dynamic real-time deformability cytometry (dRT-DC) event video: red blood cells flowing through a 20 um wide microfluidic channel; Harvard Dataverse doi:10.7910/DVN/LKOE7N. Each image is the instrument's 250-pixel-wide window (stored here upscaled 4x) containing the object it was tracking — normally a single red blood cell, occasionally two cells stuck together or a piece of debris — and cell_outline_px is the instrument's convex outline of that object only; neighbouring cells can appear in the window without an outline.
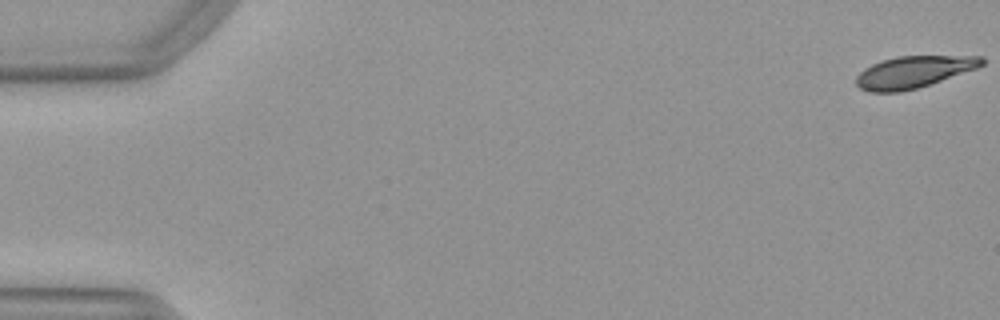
{"species": "Egyptian fruit bat (a non-hibernating species)", "species_latin": "Rousettus aegyptiacus", "temperature_condition": "warm", "stored_images_in_passage": 52, "camera_frame_rate_fps": 3000, "um_per_image_px": 0.085, "animal": {"sex": "female"}, "frame": {"image": 1, "passage_image": 1, "time_ms": 0.0, "image_size_px": [1000, 320], "cell_outline_px": [[984, 64], [976, 68], [916, 88], [900, 92], [872, 92], [860, 88], [856, 84], [856, 76], [864, 68], [880, 60], [896, 56], [984, 56]], "centroid_in_image_um": [77.61, 6.1], "position_along_channel_um": 7.4, "area_um2": 23.06}}
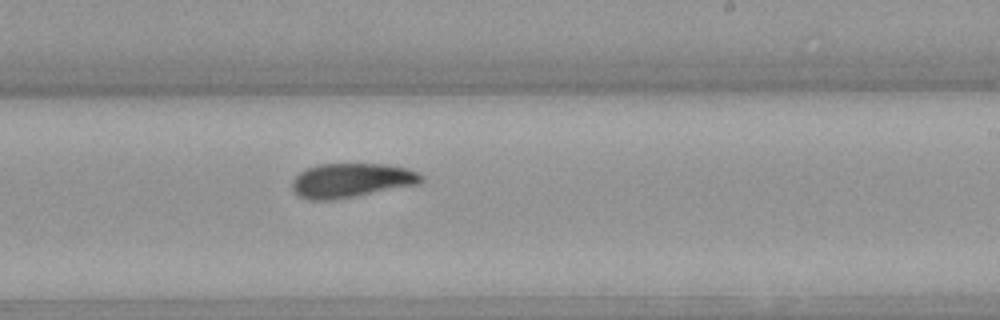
{"frame": {"image": 2, "passage_image": 32, "time_ms": 10.333, "image_size_px": [1000, 320], "cell_outline_px": [[424, 180], [420, 184], [356, 196], [332, 200], [308, 200], [296, 196], [292, 188], [292, 180], [300, 172], [308, 168], [320, 164], [384, 164], [408, 168], [420, 172], [424, 176]], "centroid_in_image_um": [29.89, 15.34], "position_along_channel_um": 259.1, "area_um2": 26.07}}
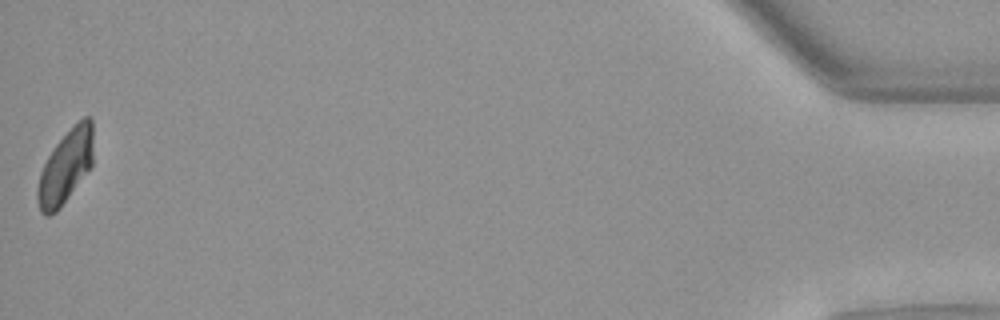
{"frame": {"image": 3, "passage_image": 52, "time_ms": 17.0, "image_size_px": [1000, 320], "cell_outline_px": [[92, 168], [60, 208], [56, 212], [48, 216], [44, 216], [40, 212], [36, 200], [36, 188], [40, 172], [48, 156], [56, 144], [84, 116], [88, 116], [92, 120]], "centroid_in_image_um": [5.55, 14.25], "position_along_channel_um": 429.6, "area_um2": 23.87}, "authors_computed_cell_mechanics": {"area_um2": 25.1719, "velocity_mm_per_s": 3.9736, "shape_relaxation_time_tau1_ms": 4.8507, "shape_relaxation_time_tau2_ms": 4.177, "deformation_change_tau1": 0.1677, "deformation_change_tau2": 0.0984}}